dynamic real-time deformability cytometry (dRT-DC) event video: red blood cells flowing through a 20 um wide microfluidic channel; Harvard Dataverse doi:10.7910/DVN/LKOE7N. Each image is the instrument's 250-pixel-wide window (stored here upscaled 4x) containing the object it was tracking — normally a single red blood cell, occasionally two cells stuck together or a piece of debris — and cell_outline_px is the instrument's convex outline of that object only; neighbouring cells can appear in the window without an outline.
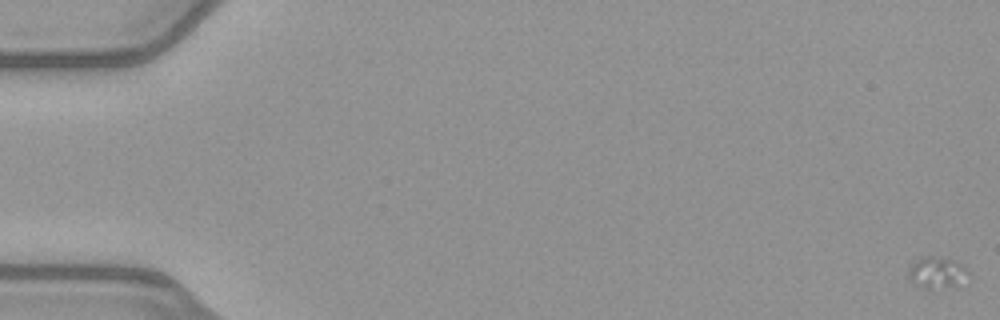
{"species": "common noctule bat (a hibernating species)", "species_latin": "Nyctalus noctula", "temperature_condition": "warm", "stored_images_in_passage": 14, "segment_of_instrument_passage": [1, 2], "camera_frame_rate_fps": 3000, "um_per_image_px": 0.085, "animal": {"sex": "female", "body_mass_g": 21.9}, "frame": {"image": 1, "passage_image": 1, "time_ms": 0.0, "image_size_px": [1000, 320], "cell_outline_px": [[972, 276], [956, 284], [928, 288], [920, 288], [908, 276], [908, 268], [916, 260], [924, 256], [932, 256], [952, 260], [960, 264]], "centroid_in_image_um": [79.61, 23.15], "position_along_channel_um": 5.4, "area_um2": 10.52}}